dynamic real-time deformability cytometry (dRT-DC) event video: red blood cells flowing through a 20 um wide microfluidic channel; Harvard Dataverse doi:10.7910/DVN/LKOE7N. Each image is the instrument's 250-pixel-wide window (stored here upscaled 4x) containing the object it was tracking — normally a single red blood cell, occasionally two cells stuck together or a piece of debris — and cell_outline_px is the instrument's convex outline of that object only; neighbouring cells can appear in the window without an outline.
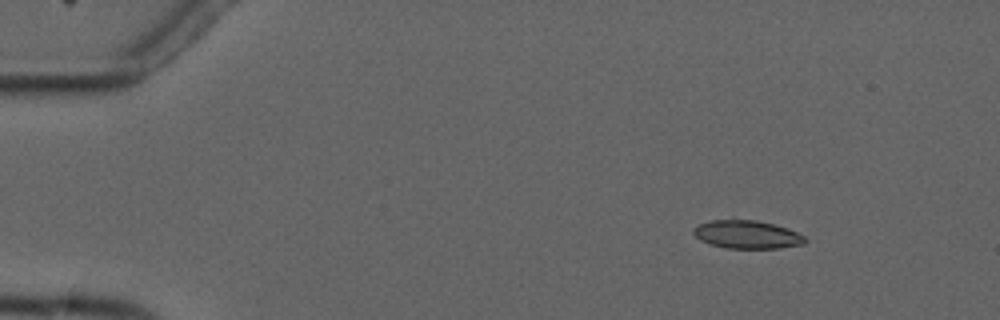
{"species": "common noctule bat (a hibernating species)", "species_latin": "Nyctalus noctula", "temperature_condition": "cold", "stored_images_in_passage": 5, "camera_frame_rate_fps": 3000, "um_per_image_px": 0.085, "animal": {"sex": "male", "forearm_length_mm": 52.5}, "frame": {"image": 1, "passage_image": 3, "time_ms": 2.0, "image_size_px": [1000, 320], "cell_outline_px": [[808, 240], [804, 244], [780, 248], [724, 248], [708, 244], [700, 240], [692, 232], [692, 228], [700, 224], [712, 220], [732, 216], [756, 220], [788, 228], [804, 236]], "centroid_in_image_um": [63.45, 19.9], "position_along_channel_um": 21.5, "area_um2": 18.96}}